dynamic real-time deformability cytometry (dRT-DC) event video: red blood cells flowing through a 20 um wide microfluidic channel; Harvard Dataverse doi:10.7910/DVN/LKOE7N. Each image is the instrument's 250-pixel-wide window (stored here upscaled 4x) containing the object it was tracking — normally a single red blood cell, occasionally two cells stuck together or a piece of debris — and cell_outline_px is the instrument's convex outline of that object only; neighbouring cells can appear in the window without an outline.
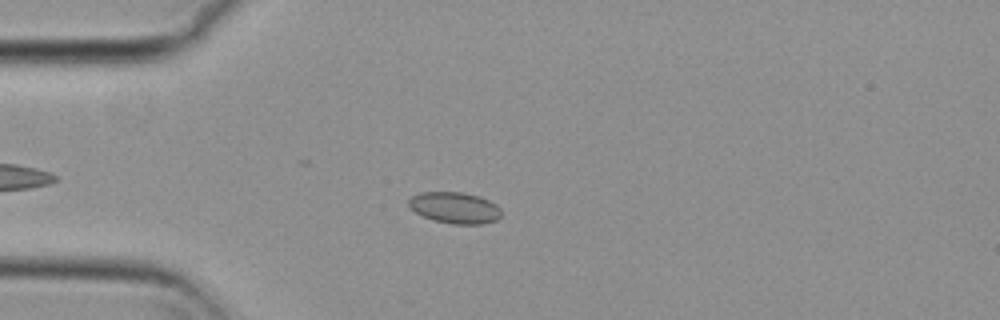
{"species": "common noctule bat (a hibernating species)", "species_latin": "Nyctalus noctula", "temperature_condition": "cold", "stored_images_in_passage": 23, "camera_frame_rate_fps": 3000, "um_per_image_px": 0.085, "animal": {"sex": "female", "body_mass_g": 29.2, "forearm_length_mm": 56.3}, "frame": {"image": 1, "passage_image": 10, "time_ms": 3.0, "image_size_px": [1000, 320], "cell_outline_px": [[500, 216], [496, 220], [484, 224], [452, 224], [432, 220], [416, 212], [408, 204], [408, 200], [412, 196], [420, 192], [464, 192], [480, 196], [496, 204], [500, 208]], "centroid_in_image_um": [38.67, 17.65], "position_along_channel_um": 46.3, "area_um2": 16.94}}
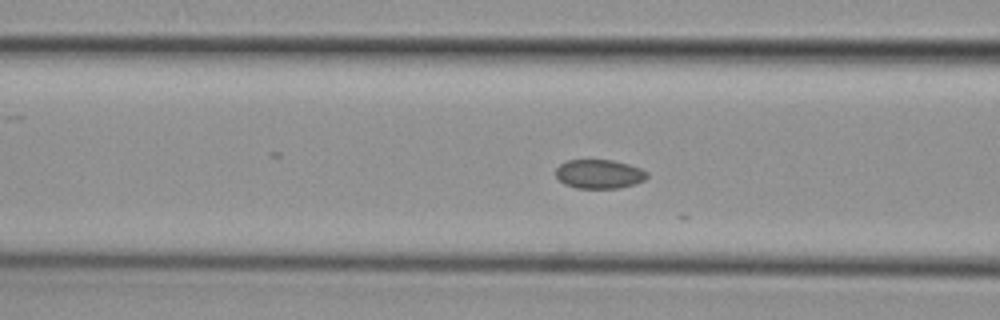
{"frame": {"image": 2, "passage_image": 17, "time_ms": 5.333, "image_size_px": [1000, 320], "cell_outline_px": [[648, 176], [644, 180], [636, 184], [620, 188], [576, 188], [564, 184], [556, 176], [556, 168], [560, 164], [568, 160], [612, 160], [628, 164], [640, 168], [648, 172]], "centroid_in_image_um": [50.94, 14.8], "position_along_channel_um": 115.7, "area_um2": 15.49}}
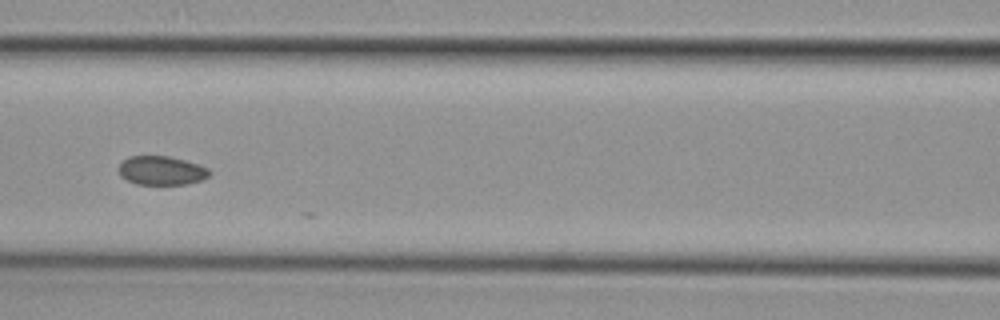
{"frame": {"image": 3, "passage_image": 20, "time_ms": 6.333, "image_size_px": [1000, 320], "cell_outline_px": [[212, 172], [208, 176], [200, 180], [188, 184], [136, 184], [120, 176], [116, 168], [128, 156], [168, 156], [200, 164], [208, 168]], "centroid_in_image_um": [13.71, 14.49], "position_along_channel_um": 152.9, "area_um2": 15.37}}